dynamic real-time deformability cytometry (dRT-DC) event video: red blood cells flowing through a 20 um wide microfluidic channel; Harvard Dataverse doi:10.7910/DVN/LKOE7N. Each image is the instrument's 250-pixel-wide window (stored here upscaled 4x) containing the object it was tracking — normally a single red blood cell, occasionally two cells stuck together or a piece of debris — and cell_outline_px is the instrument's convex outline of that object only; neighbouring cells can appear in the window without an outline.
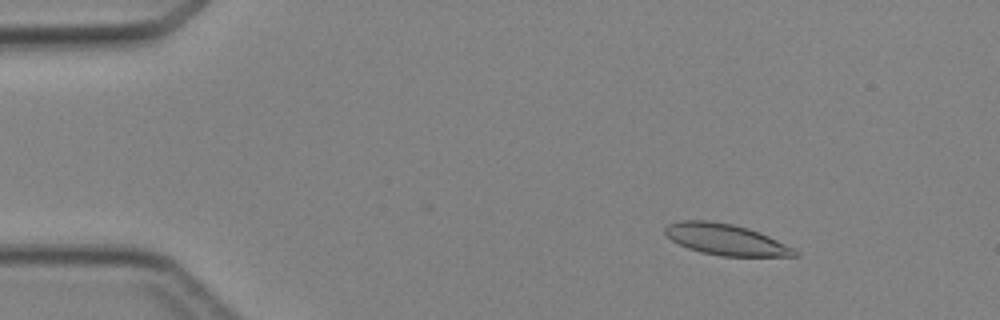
{"species": "Egyptian fruit bat (a non-hibernating species)", "species_latin": "Rousettus aegyptiacus", "temperature_condition": "cold", "stored_images_in_passage": 44, "camera_frame_rate_fps": 3000, "um_per_image_px": 0.085, "animal": {"sex": "female"}, "frame": {"image": 1, "passage_image": 4, "time_ms": 1.0, "image_size_px": [1000, 320], "cell_outline_px": [[800, 256], [720, 256], [700, 252], [688, 248], [672, 240], [664, 232], [664, 228], [668, 224], [680, 220], [708, 220], [732, 224], [748, 228], [760, 232], [796, 248], [800, 252]], "centroid_in_image_um": [61.74, 20.36], "position_along_channel_um": 23.3, "area_um2": 23.7}}
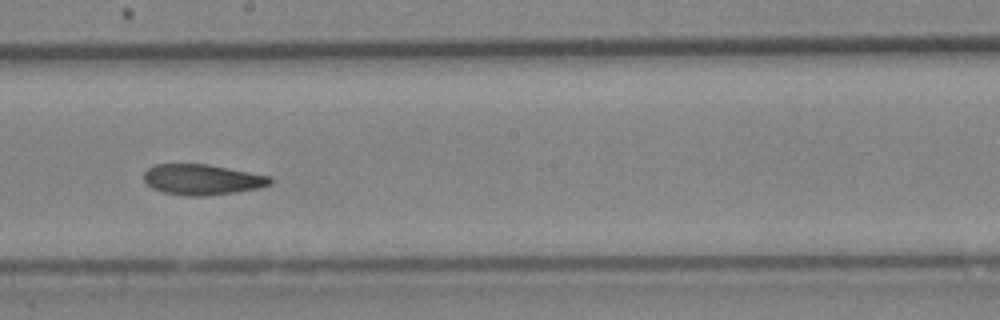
{"frame": {"image": 2, "passage_image": 24, "time_ms": 7.667, "image_size_px": [1000, 320], "cell_outline_px": [[272, 184], [260, 188], [236, 192], [204, 196], [184, 196], [164, 192], [152, 188], [144, 180], [144, 172], [148, 168], [156, 164], [208, 164], [272, 176]], "centroid_in_image_um": [17.22, 15.26], "position_along_channel_um": 231.0, "area_um2": 22.66}}
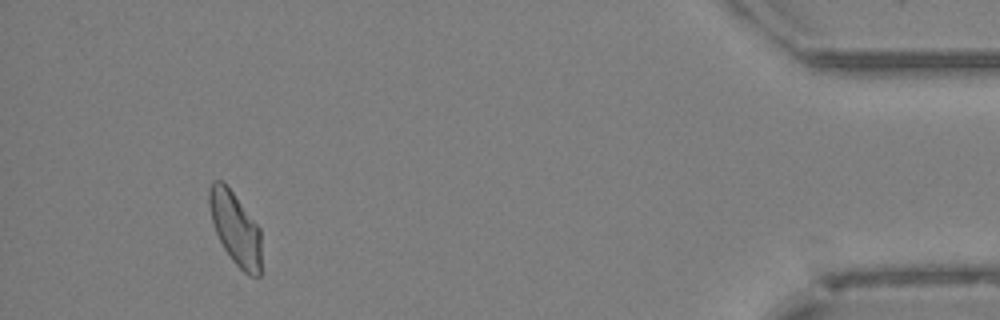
{"frame": {"image": 3, "passage_image": 41, "time_ms": 13.333, "image_size_px": [1000, 320], "cell_outline_px": [[260, 276], [248, 276], [232, 260], [224, 248], [216, 232], [212, 220], [208, 204], [208, 188], [212, 180], [220, 180], [232, 192], [260, 228]], "centroid_in_image_um": [19.99, 19.41], "position_along_channel_um": 415.2, "area_um2": 21.79}}